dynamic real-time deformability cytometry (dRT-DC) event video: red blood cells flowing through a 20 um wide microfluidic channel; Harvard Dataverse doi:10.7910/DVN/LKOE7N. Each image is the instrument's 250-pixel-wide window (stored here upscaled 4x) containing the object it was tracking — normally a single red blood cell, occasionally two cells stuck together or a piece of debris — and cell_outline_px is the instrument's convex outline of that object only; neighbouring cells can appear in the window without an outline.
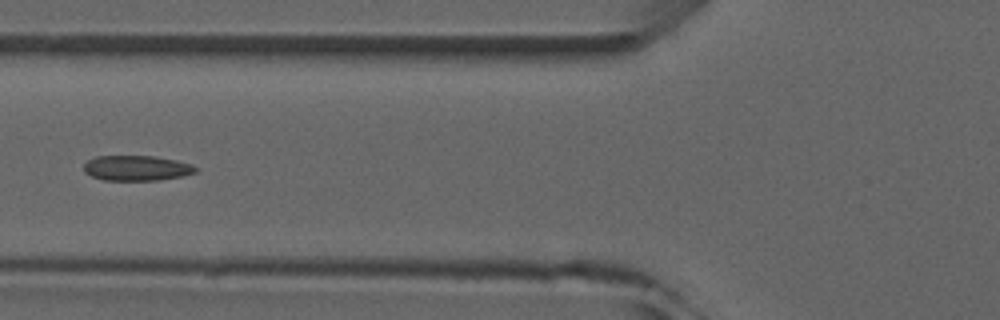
{"species": "common noctule bat (a hibernating species)", "species_latin": "Nyctalus noctula", "temperature_condition": "room temperature", "stored_images_in_passage": 4, "camera_frame_rate_fps": 3000, "um_per_image_px": 0.085, "animal": {"sex": "male", "forearm_length_mm": 52.5}, "frame": {"image": 1, "passage_image": 4, "time_ms": 3.333, "image_size_px": [1000, 320], "cell_outline_px": [[196, 172], [184, 176], [156, 180], [104, 180], [92, 176], [84, 172], [84, 164], [88, 160], [96, 156], [152, 156], [176, 160], [192, 164], [196, 168]], "centroid_in_image_um": [11.61, 14.28], "position_along_channel_um": 114.2, "area_um2": 16.36}}